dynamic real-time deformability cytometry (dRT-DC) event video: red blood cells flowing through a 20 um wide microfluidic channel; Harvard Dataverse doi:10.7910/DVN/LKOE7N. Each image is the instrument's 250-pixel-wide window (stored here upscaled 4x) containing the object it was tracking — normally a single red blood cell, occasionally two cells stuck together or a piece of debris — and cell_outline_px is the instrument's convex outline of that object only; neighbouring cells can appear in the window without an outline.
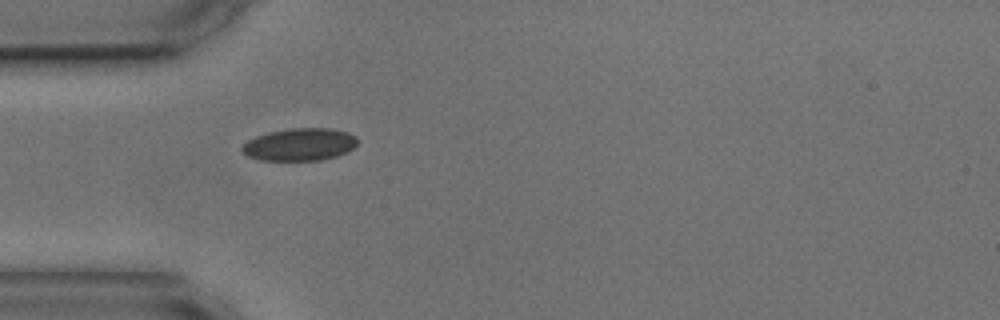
{"species": "common noctule bat (a hibernating species)", "species_latin": "Nyctalus noctula", "temperature_condition": "cold", "stored_images_in_passage": 7, "camera_frame_rate_fps": 3000, "um_per_image_px": 0.085, "animal": {"sex": "male", "body_mass_g": 17.9, "forearm_length_mm": 54.2}, "frame": {"image": 1, "passage_image": 5, "time_ms": 4.667, "image_size_px": [1000, 320], "cell_outline_px": [[356, 144], [352, 148], [336, 156], [320, 160], [260, 160], [248, 156], [240, 148], [248, 140], [256, 136], [268, 132], [292, 128], [332, 128], [348, 132], [356, 136]], "centroid_in_image_um": [25.46, 12.27], "position_along_channel_um": 59.5, "area_um2": 21.68}}